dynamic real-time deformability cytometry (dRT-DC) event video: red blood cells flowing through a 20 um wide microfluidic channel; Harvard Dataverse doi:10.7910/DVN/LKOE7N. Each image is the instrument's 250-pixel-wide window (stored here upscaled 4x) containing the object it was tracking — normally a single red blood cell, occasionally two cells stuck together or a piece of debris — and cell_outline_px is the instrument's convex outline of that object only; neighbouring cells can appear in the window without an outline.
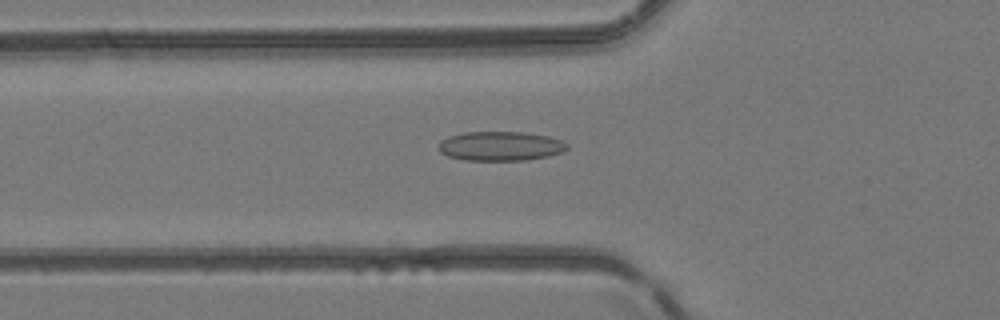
{"species": "common noctule bat (a hibernating species)", "species_latin": "Nyctalus noctula", "temperature_condition": "room temperature", "stored_images_in_passage": 47, "camera_frame_rate_fps": 3000, "um_per_image_px": 0.085, "animal": {"sex": "female", "body_mass_g": 24.6, "forearm_length_mm": 56.2}, "frame": {"image": 1, "passage_image": 17, "time_ms": 5.333, "image_size_px": [1000, 320], "cell_outline_px": [[568, 148], [560, 152], [548, 156], [528, 160], [464, 160], [448, 156], [440, 152], [440, 140], [448, 136], [464, 132], [524, 132], [548, 136], [560, 140], [568, 144]], "centroid_in_image_um": [42.53, 12.41], "position_along_channel_um": 83.3, "area_um2": 21.91}}
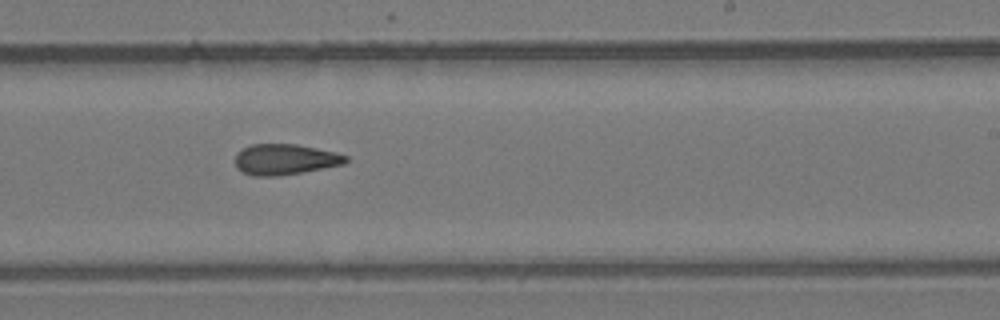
{"frame": {"image": 2, "passage_image": 29, "time_ms": 9.333, "image_size_px": [1000, 320], "cell_outline_px": [[348, 160], [344, 164], [324, 168], [280, 176], [252, 176], [236, 168], [236, 152], [252, 144], [296, 144], [336, 152], [348, 156]], "centroid_in_image_um": [24.23, 13.55], "position_along_channel_um": 264.8, "area_um2": 19.83}}
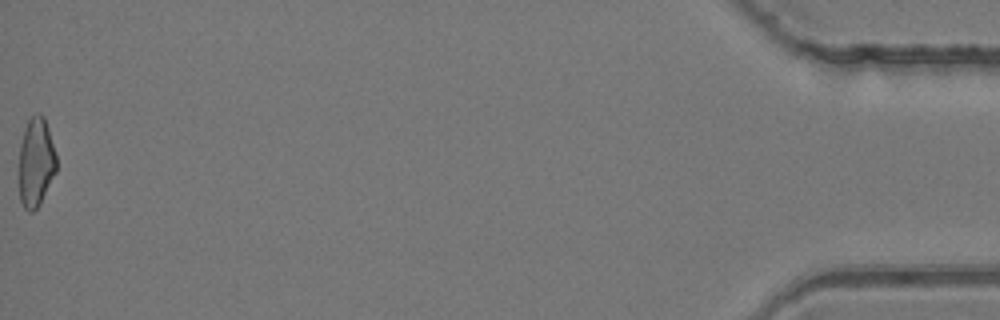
{"frame": {"image": 3, "passage_image": 47, "time_ms": 15.333, "image_size_px": [1000, 320], "cell_outline_px": [[56, 172], [40, 204], [32, 212], [28, 212], [24, 208], [20, 200], [20, 144], [24, 128], [28, 120], [32, 116], [40, 112], [44, 116], [56, 152]], "centroid_in_image_um": [3.07, 13.78], "position_along_channel_um": 432.1, "area_um2": 19.42}}